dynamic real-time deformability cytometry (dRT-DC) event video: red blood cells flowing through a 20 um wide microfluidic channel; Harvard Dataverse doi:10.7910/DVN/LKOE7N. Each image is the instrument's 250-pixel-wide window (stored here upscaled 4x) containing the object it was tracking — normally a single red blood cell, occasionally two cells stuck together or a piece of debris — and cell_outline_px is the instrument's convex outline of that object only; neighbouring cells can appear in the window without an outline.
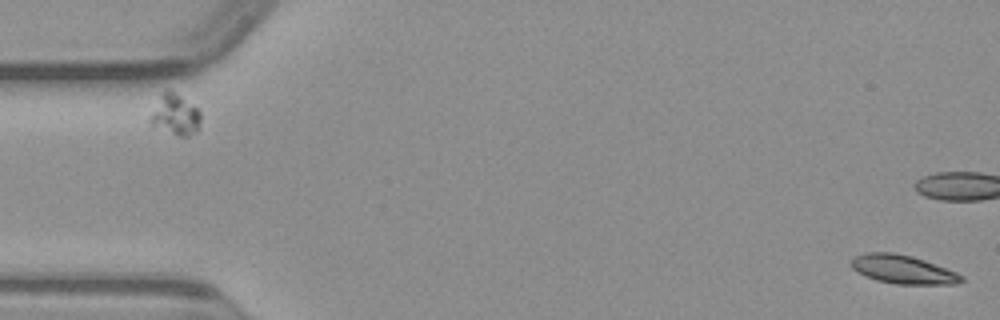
{"species": "common noctule bat (a hibernating species)", "species_latin": "Nyctalus noctula", "temperature_condition": "warm", "stored_images_in_passage": 51, "camera_frame_rate_fps": 3000, "um_per_image_px": 0.085, "animal": {"sex": "male", "body_mass_g": 23.1, "forearm_length_mm": 52.7}, "frame": {"image": 1, "passage_image": 1, "time_ms": 0.0, "image_size_px": [1000, 320], "cell_outline_px": [[964, 280], [956, 284], [896, 284], [876, 280], [864, 276], [856, 272], [848, 264], [856, 256], [868, 252], [892, 252], [912, 256], [924, 260], [956, 272], [964, 276]], "centroid_in_image_um": [76.72, 22.9], "position_along_channel_um": 8.3, "area_um2": 18.44}}